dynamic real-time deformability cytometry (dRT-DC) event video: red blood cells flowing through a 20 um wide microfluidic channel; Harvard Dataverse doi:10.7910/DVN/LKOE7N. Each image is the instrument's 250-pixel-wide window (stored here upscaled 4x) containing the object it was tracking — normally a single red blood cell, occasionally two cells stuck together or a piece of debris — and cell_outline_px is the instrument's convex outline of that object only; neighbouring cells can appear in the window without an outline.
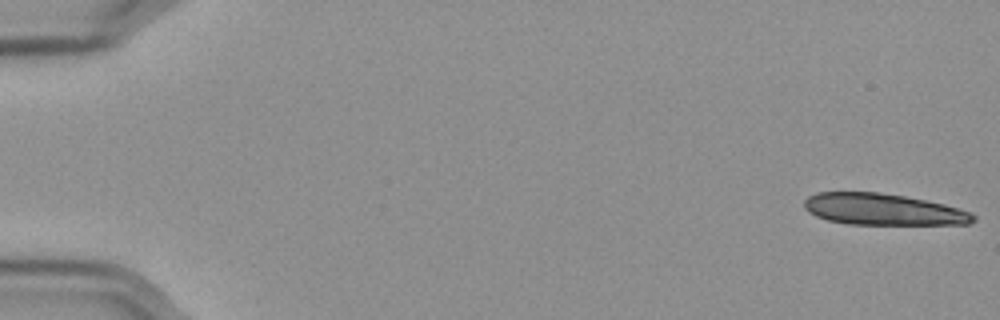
{"species": "Egyptian fruit bat (a non-hibernating species)", "species_latin": "Rousettus aegyptiacus", "temperature_condition": "cold", "stored_images_in_passage": 17, "camera_frame_rate_fps": 3000, "um_per_image_px": 0.085, "frame": {"image": 1, "passage_image": 1, "time_ms": 0.0, "image_size_px": [1000, 320], "cell_outline_px": [[976, 220], [968, 224], [848, 224], [828, 220], [816, 216], [808, 212], [804, 208], [804, 200], [808, 196], [816, 192], [880, 192], [904, 196], [944, 204], [968, 212], [976, 216]], "centroid_in_image_um": [75.01, 17.79], "position_along_channel_um": 10.0, "area_um2": 30.87}}